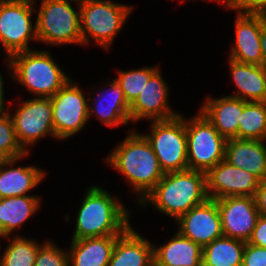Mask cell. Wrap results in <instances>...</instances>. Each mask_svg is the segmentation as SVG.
Wrapping results in <instances>:
<instances>
[{
    "label": "cell",
    "mask_w": 266,
    "mask_h": 266,
    "mask_svg": "<svg viewBox=\"0 0 266 266\" xmlns=\"http://www.w3.org/2000/svg\"><path fill=\"white\" fill-rule=\"evenodd\" d=\"M120 235L72 239L69 266H108L116 239Z\"/></svg>",
    "instance_id": "21"
},
{
    "label": "cell",
    "mask_w": 266,
    "mask_h": 266,
    "mask_svg": "<svg viewBox=\"0 0 266 266\" xmlns=\"http://www.w3.org/2000/svg\"><path fill=\"white\" fill-rule=\"evenodd\" d=\"M203 248L178 231L166 244L153 247V258L161 266H202Z\"/></svg>",
    "instance_id": "23"
},
{
    "label": "cell",
    "mask_w": 266,
    "mask_h": 266,
    "mask_svg": "<svg viewBox=\"0 0 266 266\" xmlns=\"http://www.w3.org/2000/svg\"><path fill=\"white\" fill-rule=\"evenodd\" d=\"M232 78L238 91L233 97L247 102H266V68L263 65L247 64L229 58Z\"/></svg>",
    "instance_id": "22"
},
{
    "label": "cell",
    "mask_w": 266,
    "mask_h": 266,
    "mask_svg": "<svg viewBox=\"0 0 266 266\" xmlns=\"http://www.w3.org/2000/svg\"><path fill=\"white\" fill-rule=\"evenodd\" d=\"M12 77L35 97L51 98L70 79L47 51L27 50L8 58Z\"/></svg>",
    "instance_id": "4"
},
{
    "label": "cell",
    "mask_w": 266,
    "mask_h": 266,
    "mask_svg": "<svg viewBox=\"0 0 266 266\" xmlns=\"http://www.w3.org/2000/svg\"><path fill=\"white\" fill-rule=\"evenodd\" d=\"M248 243L266 248V216L260 215Z\"/></svg>",
    "instance_id": "34"
},
{
    "label": "cell",
    "mask_w": 266,
    "mask_h": 266,
    "mask_svg": "<svg viewBox=\"0 0 266 266\" xmlns=\"http://www.w3.org/2000/svg\"><path fill=\"white\" fill-rule=\"evenodd\" d=\"M40 245L23 236H15L0 257V266H34Z\"/></svg>",
    "instance_id": "28"
},
{
    "label": "cell",
    "mask_w": 266,
    "mask_h": 266,
    "mask_svg": "<svg viewBox=\"0 0 266 266\" xmlns=\"http://www.w3.org/2000/svg\"><path fill=\"white\" fill-rule=\"evenodd\" d=\"M262 25L263 15L237 14L236 43L231 48L230 59L240 63L262 65Z\"/></svg>",
    "instance_id": "16"
},
{
    "label": "cell",
    "mask_w": 266,
    "mask_h": 266,
    "mask_svg": "<svg viewBox=\"0 0 266 266\" xmlns=\"http://www.w3.org/2000/svg\"><path fill=\"white\" fill-rule=\"evenodd\" d=\"M211 1V0H210ZM213 1H217V2H219V3H226L225 5V7L226 8H230L232 5H233V3H234V0H213Z\"/></svg>",
    "instance_id": "39"
},
{
    "label": "cell",
    "mask_w": 266,
    "mask_h": 266,
    "mask_svg": "<svg viewBox=\"0 0 266 266\" xmlns=\"http://www.w3.org/2000/svg\"><path fill=\"white\" fill-rule=\"evenodd\" d=\"M34 266H69V254L47 241L39 246Z\"/></svg>",
    "instance_id": "31"
},
{
    "label": "cell",
    "mask_w": 266,
    "mask_h": 266,
    "mask_svg": "<svg viewBox=\"0 0 266 266\" xmlns=\"http://www.w3.org/2000/svg\"><path fill=\"white\" fill-rule=\"evenodd\" d=\"M217 206L221 216L223 235L247 243L260 217L255 198L224 197L217 199Z\"/></svg>",
    "instance_id": "12"
},
{
    "label": "cell",
    "mask_w": 266,
    "mask_h": 266,
    "mask_svg": "<svg viewBox=\"0 0 266 266\" xmlns=\"http://www.w3.org/2000/svg\"><path fill=\"white\" fill-rule=\"evenodd\" d=\"M261 50L262 65L266 68V16L263 15V25L261 30Z\"/></svg>",
    "instance_id": "36"
},
{
    "label": "cell",
    "mask_w": 266,
    "mask_h": 266,
    "mask_svg": "<svg viewBox=\"0 0 266 266\" xmlns=\"http://www.w3.org/2000/svg\"><path fill=\"white\" fill-rule=\"evenodd\" d=\"M105 189L92 186L77 214L72 239L121 235L129 226V210Z\"/></svg>",
    "instance_id": "3"
},
{
    "label": "cell",
    "mask_w": 266,
    "mask_h": 266,
    "mask_svg": "<svg viewBox=\"0 0 266 266\" xmlns=\"http://www.w3.org/2000/svg\"><path fill=\"white\" fill-rule=\"evenodd\" d=\"M3 77L0 73V112L6 110L4 107Z\"/></svg>",
    "instance_id": "38"
},
{
    "label": "cell",
    "mask_w": 266,
    "mask_h": 266,
    "mask_svg": "<svg viewBox=\"0 0 266 266\" xmlns=\"http://www.w3.org/2000/svg\"><path fill=\"white\" fill-rule=\"evenodd\" d=\"M153 247L131 225L116 239L108 266H149Z\"/></svg>",
    "instance_id": "19"
},
{
    "label": "cell",
    "mask_w": 266,
    "mask_h": 266,
    "mask_svg": "<svg viewBox=\"0 0 266 266\" xmlns=\"http://www.w3.org/2000/svg\"><path fill=\"white\" fill-rule=\"evenodd\" d=\"M176 221L180 225L178 232L202 248L224 236L217 200L214 199L208 198L204 203L181 215Z\"/></svg>",
    "instance_id": "14"
},
{
    "label": "cell",
    "mask_w": 266,
    "mask_h": 266,
    "mask_svg": "<svg viewBox=\"0 0 266 266\" xmlns=\"http://www.w3.org/2000/svg\"><path fill=\"white\" fill-rule=\"evenodd\" d=\"M27 155L28 153L22 157L12 158L0 169V198L28 195L27 192L45 177V172L35 166L10 167Z\"/></svg>",
    "instance_id": "24"
},
{
    "label": "cell",
    "mask_w": 266,
    "mask_h": 266,
    "mask_svg": "<svg viewBox=\"0 0 266 266\" xmlns=\"http://www.w3.org/2000/svg\"><path fill=\"white\" fill-rule=\"evenodd\" d=\"M188 169L207 173L225 159L226 139L201 113L186 122Z\"/></svg>",
    "instance_id": "8"
},
{
    "label": "cell",
    "mask_w": 266,
    "mask_h": 266,
    "mask_svg": "<svg viewBox=\"0 0 266 266\" xmlns=\"http://www.w3.org/2000/svg\"><path fill=\"white\" fill-rule=\"evenodd\" d=\"M254 198L260 215L266 216V179L260 181Z\"/></svg>",
    "instance_id": "35"
},
{
    "label": "cell",
    "mask_w": 266,
    "mask_h": 266,
    "mask_svg": "<svg viewBox=\"0 0 266 266\" xmlns=\"http://www.w3.org/2000/svg\"><path fill=\"white\" fill-rule=\"evenodd\" d=\"M206 183L208 198L217 200L229 196L254 197L260 180L223 160L206 173Z\"/></svg>",
    "instance_id": "13"
},
{
    "label": "cell",
    "mask_w": 266,
    "mask_h": 266,
    "mask_svg": "<svg viewBox=\"0 0 266 266\" xmlns=\"http://www.w3.org/2000/svg\"><path fill=\"white\" fill-rule=\"evenodd\" d=\"M247 103V101L230 95L218 99L207 97L200 112L226 140L238 139V121Z\"/></svg>",
    "instance_id": "17"
},
{
    "label": "cell",
    "mask_w": 266,
    "mask_h": 266,
    "mask_svg": "<svg viewBox=\"0 0 266 266\" xmlns=\"http://www.w3.org/2000/svg\"><path fill=\"white\" fill-rule=\"evenodd\" d=\"M230 9L237 10L238 14L266 16V0H234Z\"/></svg>",
    "instance_id": "33"
},
{
    "label": "cell",
    "mask_w": 266,
    "mask_h": 266,
    "mask_svg": "<svg viewBox=\"0 0 266 266\" xmlns=\"http://www.w3.org/2000/svg\"><path fill=\"white\" fill-rule=\"evenodd\" d=\"M238 124V139L266 140V102H248Z\"/></svg>",
    "instance_id": "27"
},
{
    "label": "cell",
    "mask_w": 266,
    "mask_h": 266,
    "mask_svg": "<svg viewBox=\"0 0 266 266\" xmlns=\"http://www.w3.org/2000/svg\"><path fill=\"white\" fill-rule=\"evenodd\" d=\"M106 85L109 86L106 94L98 93L99 100L90 101L92 104L88 105V117L95 113L96 117L109 127L128 124L131 121L130 104L125 99L120 85L115 79Z\"/></svg>",
    "instance_id": "20"
},
{
    "label": "cell",
    "mask_w": 266,
    "mask_h": 266,
    "mask_svg": "<svg viewBox=\"0 0 266 266\" xmlns=\"http://www.w3.org/2000/svg\"><path fill=\"white\" fill-rule=\"evenodd\" d=\"M144 136L164 173L188 169L186 121L181 114L167 120H153L150 134Z\"/></svg>",
    "instance_id": "7"
},
{
    "label": "cell",
    "mask_w": 266,
    "mask_h": 266,
    "mask_svg": "<svg viewBox=\"0 0 266 266\" xmlns=\"http://www.w3.org/2000/svg\"><path fill=\"white\" fill-rule=\"evenodd\" d=\"M77 5L80 8L82 44L89 42L90 35L99 46L107 49L133 10L128 5L110 0H83Z\"/></svg>",
    "instance_id": "5"
},
{
    "label": "cell",
    "mask_w": 266,
    "mask_h": 266,
    "mask_svg": "<svg viewBox=\"0 0 266 266\" xmlns=\"http://www.w3.org/2000/svg\"><path fill=\"white\" fill-rule=\"evenodd\" d=\"M70 2L78 0H41L36 20L37 41L52 45L82 44L80 8Z\"/></svg>",
    "instance_id": "6"
},
{
    "label": "cell",
    "mask_w": 266,
    "mask_h": 266,
    "mask_svg": "<svg viewBox=\"0 0 266 266\" xmlns=\"http://www.w3.org/2000/svg\"><path fill=\"white\" fill-rule=\"evenodd\" d=\"M168 86L158 69L146 82L140 95L130 105V119L167 120L178 116L168 104Z\"/></svg>",
    "instance_id": "15"
},
{
    "label": "cell",
    "mask_w": 266,
    "mask_h": 266,
    "mask_svg": "<svg viewBox=\"0 0 266 266\" xmlns=\"http://www.w3.org/2000/svg\"><path fill=\"white\" fill-rule=\"evenodd\" d=\"M26 0H0V2H21Z\"/></svg>",
    "instance_id": "40"
},
{
    "label": "cell",
    "mask_w": 266,
    "mask_h": 266,
    "mask_svg": "<svg viewBox=\"0 0 266 266\" xmlns=\"http://www.w3.org/2000/svg\"><path fill=\"white\" fill-rule=\"evenodd\" d=\"M149 266H161L160 264H158L155 260H153Z\"/></svg>",
    "instance_id": "41"
},
{
    "label": "cell",
    "mask_w": 266,
    "mask_h": 266,
    "mask_svg": "<svg viewBox=\"0 0 266 266\" xmlns=\"http://www.w3.org/2000/svg\"><path fill=\"white\" fill-rule=\"evenodd\" d=\"M0 150L11 158L22 157L28 153L19 144L13 121L6 110L0 112Z\"/></svg>",
    "instance_id": "30"
},
{
    "label": "cell",
    "mask_w": 266,
    "mask_h": 266,
    "mask_svg": "<svg viewBox=\"0 0 266 266\" xmlns=\"http://www.w3.org/2000/svg\"><path fill=\"white\" fill-rule=\"evenodd\" d=\"M246 242L221 237L203 247L202 266H242Z\"/></svg>",
    "instance_id": "26"
},
{
    "label": "cell",
    "mask_w": 266,
    "mask_h": 266,
    "mask_svg": "<svg viewBox=\"0 0 266 266\" xmlns=\"http://www.w3.org/2000/svg\"><path fill=\"white\" fill-rule=\"evenodd\" d=\"M156 67H144L130 71H119V76L114 78L120 85L125 99L131 105L140 95L146 82L158 70Z\"/></svg>",
    "instance_id": "29"
},
{
    "label": "cell",
    "mask_w": 266,
    "mask_h": 266,
    "mask_svg": "<svg viewBox=\"0 0 266 266\" xmlns=\"http://www.w3.org/2000/svg\"><path fill=\"white\" fill-rule=\"evenodd\" d=\"M207 199L206 173L187 169L165 173L139 204L146 207V203L151 202L158 211L176 221Z\"/></svg>",
    "instance_id": "1"
},
{
    "label": "cell",
    "mask_w": 266,
    "mask_h": 266,
    "mask_svg": "<svg viewBox=\"0 0 266 266\" xmlns=\"http://www.w3.org/2000/svg\"><path fill=\"white\" fill-rule=\"evenodd\" d=\"M12 158L4 151L0 150V169L4 167Z\"/></svg>",
    "instance_id": "37"
},
{
    "label": "cell",
    "mask_w": 266,
    "mask_h": 266,
    "mask_svg": "<svg viewBox=\"0 0 266 266\" xmlns=\"http://www.w3.org/2000/svg\"><path fill=\"white\" fill-rule=\"evenodd\" d=\"M35 0L0 2V42L7 59L18 52L31 50L30 40L37 41L36 25L32 26Z\"/></svg>",
    "instance_id": "9"
},
{
    "label": "cell",
    "mask_w": 266,
    "mask_h": 266,
    "mask_svg": "<svg viewBox=\"0 0 266 266\" xmlns=\"http://www.w3.org/2000/svg\"><path fill=\"white\" fill-rule=\"evenodd\" d=\"M10 117L17 140L28 153L27 145L34 144L47 134L55 137L51 98L36 97L24 101Z\"/></svg>",
    "instance_id": "11"
},
{
    "label": "cell",
    "mask_w": 266,
    "mask_h": 266,
    "mask_svg": "<svg viewBox=\"0 0 266 266\" xmlns=\"http://www.w3.org/2000/svg\"><path fill=\"white\" fill-rule=\"evenodd\" d=\"M72 80L52 97V119L56 139H67L84 128L88 117L87 99Z\"/></svg>",
    "instance_id": "10"
},
{
    "label": "cell",
    "mask_w": 266,
    "mask_h": 266,
    "mask_svg": "<svg viewBox=\"0 0 266 266\" xmlns=\"http://www.w3.org/2000/svg\"><path fill=\"white\" fill-rule=\"evenodd\" d=\"M242 266H266V248L246 243Z\"/></svg>",
    "instance_id": "32"
},
{
    "label": "cell",
    "mask_w": 266,
    "mask_h": 266,
    "mask_svg": "<svg viewBox=\"0 0 266 266\" xmlns=\"http://www.w3.org/2000/svg\"><path fill=\"white\" fill-rule=\"evenodd\" d=\"M107 157V163L125 176L134 191L143 198L165 174L146 137L132 131Z\"/></svg>",
    "instance_id": "2"
},
{
    "label": "cell",
    "mask_w": 266,
    "mask_h": 266,
    "mask_svg": "<svg viewBox=\"0 0 266 266\" xmlns=\"http://www.w3.org/2000/svg\"><path fill=\"white\" fill-rule=\"evenodd\" d=\"M34 195L0 198V237H9L16 228L27 221L40 207Z\"/></svg>",
    "instance_id": "25"
},
{
    "label": "cell",
    "mask_w": 266,
    "mask_h": 266,
    "mask_svg": "<svg viewBox=\"0 0 266 266\" xmlns=\"http://www.w3.org/2000/svg\"><path fill=\"white\" fill-rule=\"evenodd\" d=\"M224 160L255 175L260 181L266 179V145L263 140H227Z\"/></svg>",
    "instance_id": "18"
}]
</instances>
